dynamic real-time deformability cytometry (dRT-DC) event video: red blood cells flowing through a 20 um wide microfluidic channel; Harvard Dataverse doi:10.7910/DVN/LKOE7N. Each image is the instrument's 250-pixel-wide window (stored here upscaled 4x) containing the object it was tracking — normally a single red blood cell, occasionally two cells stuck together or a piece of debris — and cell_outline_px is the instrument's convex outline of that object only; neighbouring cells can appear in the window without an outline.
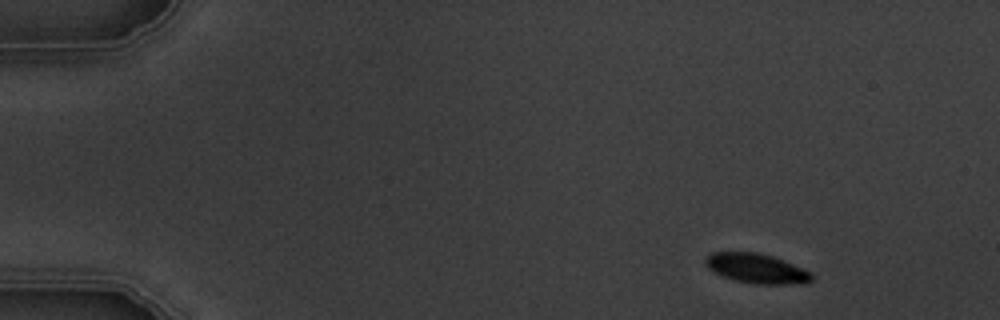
{"species": "common noctule bat (a hibernating species)", "species_latin": "Nyctalus noctula", "temperature_condition": "warm", "stored_images_in_passage": 5, "camera_frame_rate_fps": 3000, "um_per_image_px": 0.085, "animal": {"sex": "male", "body_mass_g": 19.5, "forearm_length_mm": 54.6}, "frame": {"image": 1, "passage_image": 1, "time_ms": 0.0, "image_size_px": [1000, 320], "cell_outline_px": [[812, 280], [792, 284], [752, 284], [736, 280], [724, 276], [708, 268], [704, 264], [704, 260], [712, 252], [756, 252], [772, 256], [784, 260], [812, 272]], "centroid_in_image_um": [64.3, 22.81], "position_along_channel_um": 20.7, "area_um2": 18.21}}
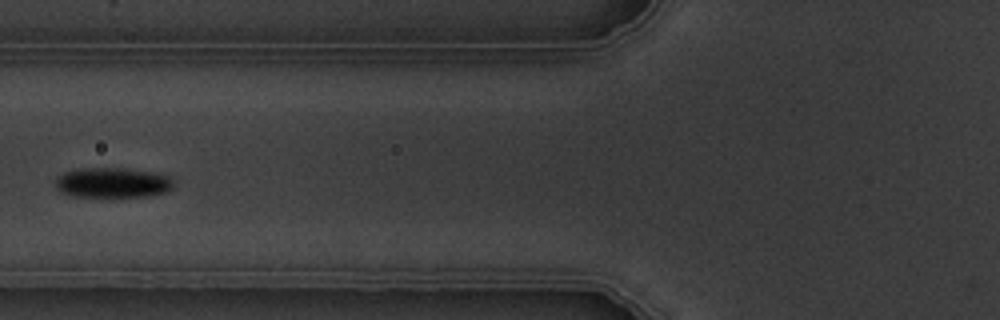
{"frame": {"image": 2, "passage_image": 5, "time_ms": 5.333, "image_size_px": [1000, 320], "cell_outline_px": [[172, 188], [168, 192], [148, 196], [68, 196], [60, 192], [56, 188], [56, 176], [64, 172], [84, 168], [116, 168], [148, 172], [168, 176], [172, 180]], "centroid_in_image_um": [9.51, 15.54], "position_along_channel_um": 116.3, "area_um2": 20.46}}